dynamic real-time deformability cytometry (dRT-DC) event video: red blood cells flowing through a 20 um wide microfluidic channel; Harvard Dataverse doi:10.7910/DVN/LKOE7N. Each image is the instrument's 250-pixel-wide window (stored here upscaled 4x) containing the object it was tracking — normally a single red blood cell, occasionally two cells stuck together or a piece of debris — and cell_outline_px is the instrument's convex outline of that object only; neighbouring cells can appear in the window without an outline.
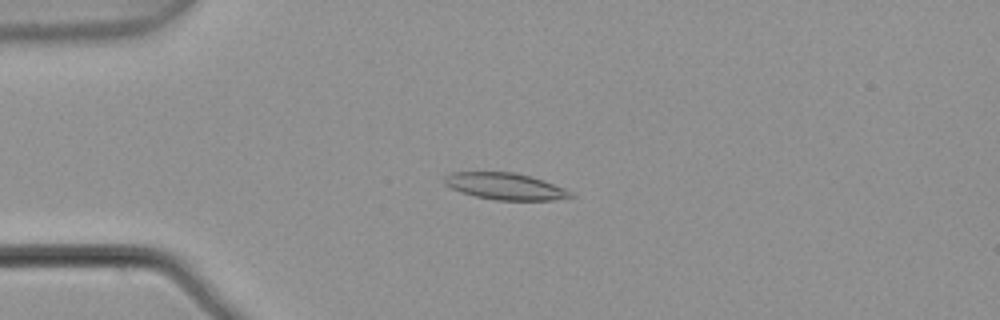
{"species": "common noctule bat (a hibernating species)", "species_latin": "Nyctalus noctula", "temperature_condition": "warm", "stored_images_in_passage": 6, "camera_frame_rate_fps": 3000, "um_per_image_px": 0.085, "animal": {"sex": "male", "body_mass_g": 21.5, "forearm_length_mm": 52.0}, "frame": {"image": 1, "passage_image": 3, "time_ms": 0.667, "image_size_px": [1000, 320], "cell_outline_px": [[576, 196], [552, 200], [496, 200], [476, 196], [452, 188], [444, 184], [444, 176], [448, 172], [516, 172], [564, 188], [572, 192]], "centroid_in_image_um": [42.92, 15.83], "position_along_channel_um": 42.1, "area_um2": 19.36}}
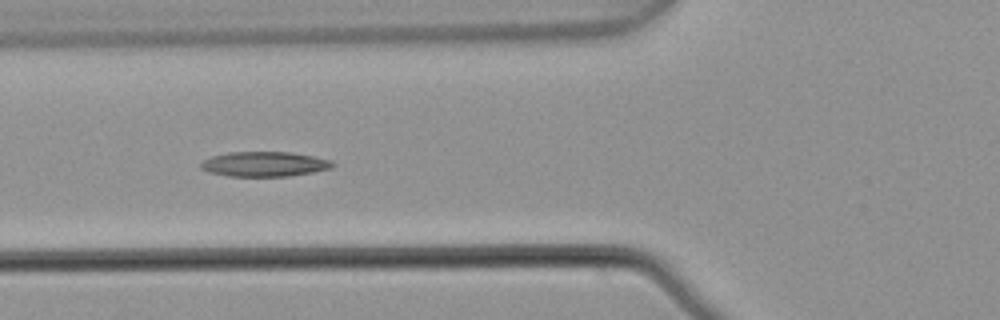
{"frame": {"image": 2, "passage_image": 5, "time_ms": 1.333, "image_size_px": [1000, 320], "cell_outline_px": [[336, 164], [332, 168], [312, 172], [288, 176], [228, 176], [208, 172], [200, 168], [200, 164], [204, 160], [212, 156], [228, 152], [288, 152], [312, 156], [332, 160]], "centroid_in_image_um": [22.47, 13.95], "position_along_channel_um": 103.3, "area_um2": 19.07}}
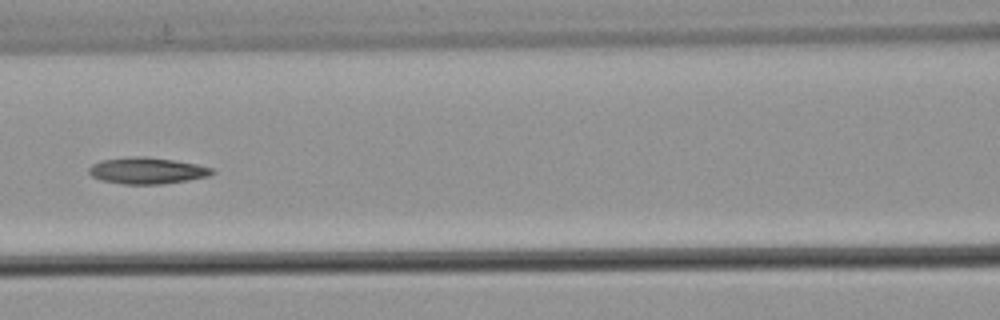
{"frame": {"image": 3, "passage_image": 6, "time_ms": 1.667, "image_size_px": [1000, 320], "cell_outline_px": [[216, 172], [208, 176], [188, 180], [160, 184], [124, 184], [100, 180], [92, 176], [88, 172], [88, 168], [92, 164], [100, 160], [128, 156], [144, 156], [172, 160], [196, 164], [212, 168]], "centroid_in_image_um": [12.46, 14.5], "position_along_channel_um": 154.1, "area_um2": 19.02}}